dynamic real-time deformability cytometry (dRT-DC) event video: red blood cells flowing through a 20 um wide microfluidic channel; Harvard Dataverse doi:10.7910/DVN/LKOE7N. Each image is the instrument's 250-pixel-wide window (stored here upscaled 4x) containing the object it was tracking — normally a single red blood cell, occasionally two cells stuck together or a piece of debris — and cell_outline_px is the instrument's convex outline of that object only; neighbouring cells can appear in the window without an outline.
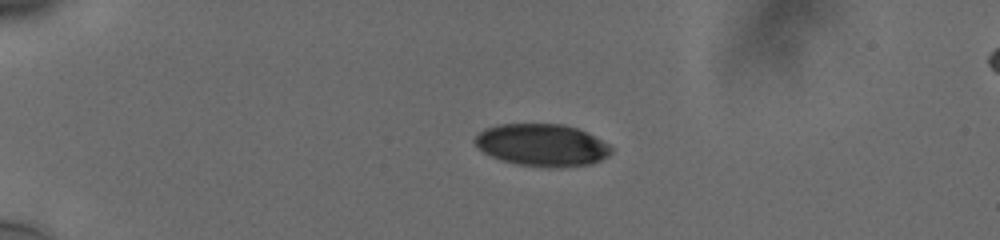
{"species": "human", "species_latin": "Homo sapiens", "temperature_condition": "cold", "stored_images_in_passage": 43, "camera_frame_rate_fps": 3000, "um_per_image_px": 0.085, "donor": {"sex": "male"}, "frame": {"image": 1, "passage_image": 1, "time_ms": 0.0, "image_size_px": [1000, 240], "cell_outline_px": [[612, 152], [608, 156], [592, 164], [560, 168], [548, 168], [516, 164], [500, 160], [484, 152], [472, 140], [484, 128], [500, 124], [564, 124], [576, 128], [608, 144], [612, 148]], "centroid_in_image_um": [46.06, 12.35], "position_along_channel_um": 38.9, "area_um2": 33.58}}
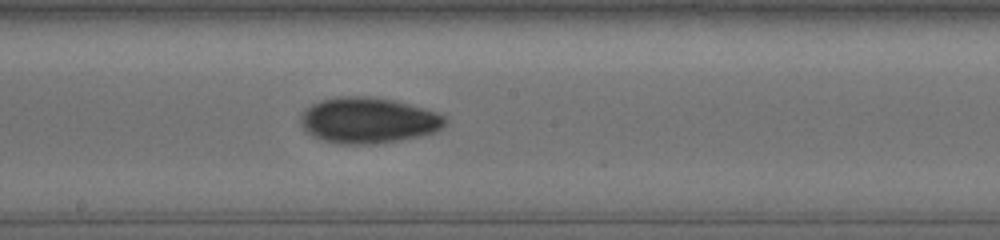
{"frame": {"image": 2, "passage_image": 20, "time_ms": 6.333, "image_size_px": [1000, 240], "cell_outline_px": [[444, 124], [440, 128], [432, 132], [420, 136], [400, 140], [372, 144], [340, 144], [320, 140], [308, 132], [304, 128], [300, 120], [300, 116], [312, 104], [320, 100], [340, 96], [372, 96], [392, 100], [424, 108], [436, 112], [444, 116]], "centroid_in_image_um": [31.27, 10.23], "position_along_channel_um": 216.9, "area_um2": 38.26}}
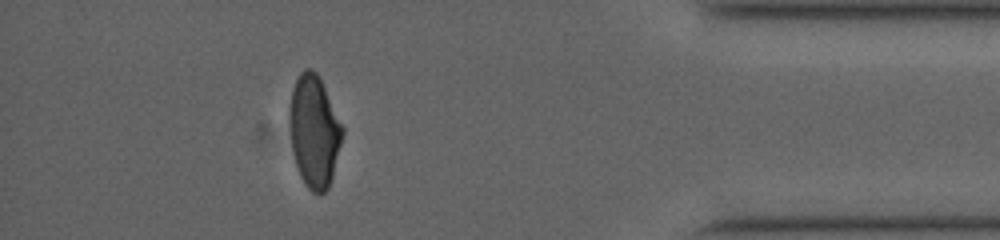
{"frame": {"image": 3, "passage_image": 38, "time_ms": 12.333, "image_size_px": [1000, 240], "cell_outline_px": [[344, 132], [332, 176], [328, 188], [324, 192], [312, 192], [304, 184], [300, 176], [296, 164], [292, 148], [288, 124], [288, 108], [292, 88], [300, 72], [304, 68], [312, 68], [320, 76], [344, 128]], "centroid_in_image_um": [26.69, 11.1], "position_along_channel_um": 408.5, "area_um2": 34.91}, "authors_computed_cell_mechanics": {"area_um2": 35.9516, "velocity_mm_per_s": 3.7854, "shape_relaxation_time_tau1_ms": 5.3731, "shape_relaxation_time_tau2_ms": 3.499, "deformation_change_tau1": 0.1556, "deformation_change_tau2": 0.0694}}